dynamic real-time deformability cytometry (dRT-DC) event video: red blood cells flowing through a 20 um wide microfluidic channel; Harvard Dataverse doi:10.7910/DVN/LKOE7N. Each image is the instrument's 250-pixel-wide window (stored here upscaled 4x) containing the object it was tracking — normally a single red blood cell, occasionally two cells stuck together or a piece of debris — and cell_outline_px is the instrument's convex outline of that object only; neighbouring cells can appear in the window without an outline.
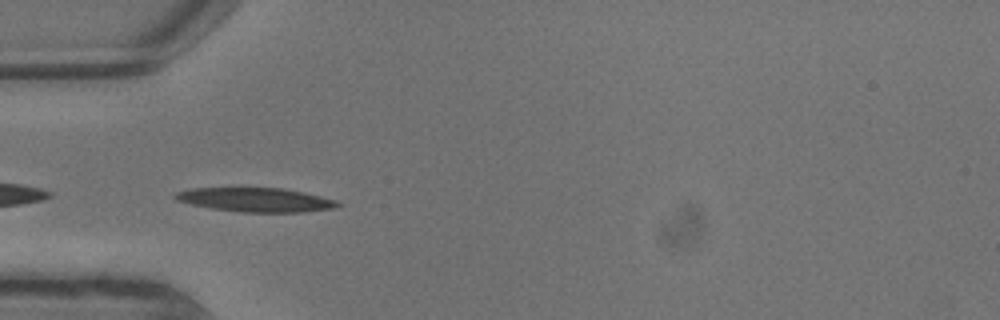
{"species": "common noctule bat (a hibernating species)", "species_latin": "Nyctalus noctula", "temperature_condition": "warm", "stored_images_in_passage": 7, "camera_frame_rate_fps": 3000, "um_per_image_px": 0.085, "animal": {"sex": "male", "body_mass_g": 13.3}, "frame": {"image": 1, "passage_image": 6, "time_ms": 1.667, "image_size_px": [1000, 320], "cell_outline_px": [[344, 204], [332, 208], [304, 212], [244, 212], [212, 208], [192, 204], [176, 200], [172, 196], [176, 192], [188, 188], [284, 188], [304, 192], [336, 200]], "centroid_in_image_um": [21.74, 16.97], "position_along_channel_um": 63.3, "area_um2": 22.72}}
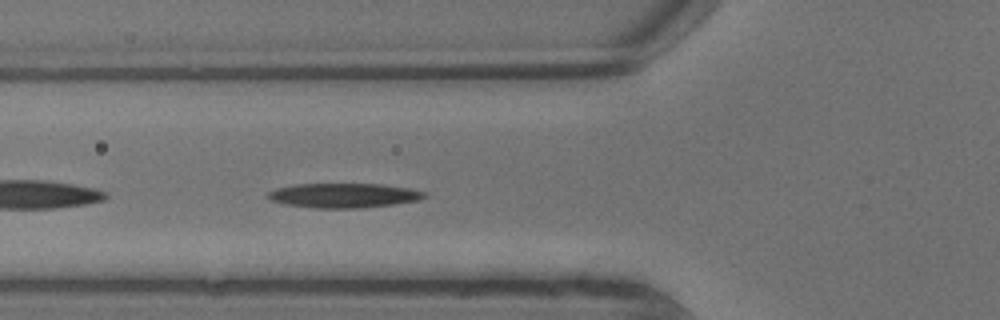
{"frame": {"image": 2, "passage_image": 7, "time_ms": 2.0, "image_size_px": [1000, 320], "cell_outline_px": [[428, 196], [420, 200], [392, 204], [356, 208], [316, 208], [284, 204], [272, 200], [268, 196], [268, 192], [276, 188], [292, 184], [384, 184], [408, 188], [424, 192]], "centroid_in_image_um": [29.22, 16.6], "position_along_channel_um": 96.6, "area_um2": 22.25}}